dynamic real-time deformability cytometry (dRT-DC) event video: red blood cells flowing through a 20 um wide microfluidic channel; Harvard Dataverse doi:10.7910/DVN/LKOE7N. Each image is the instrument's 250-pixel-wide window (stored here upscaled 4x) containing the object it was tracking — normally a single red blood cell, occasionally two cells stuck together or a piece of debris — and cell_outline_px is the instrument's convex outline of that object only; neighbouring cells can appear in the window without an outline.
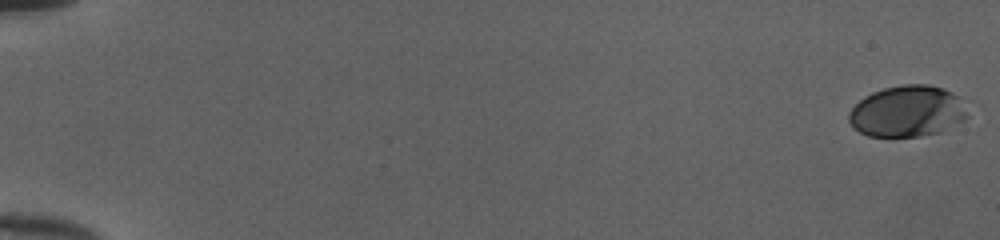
{"species": "human", "species_latin": "Homo sapiens", "temperature_condition": "cold", "stored_images_in_passage": 45, "camera_frame_rate_fps": 3000, "um_per_image_px": 0.085, "donor": {"sex": "female"}, "frame": {"image": 1, "passage_image": 1, "time_ms": 0.0, "image_size_px": [1000, 240], "cell_outline_px": [[968, 116], [964, 120], [940, 132], [920, 136], [868, 136], [852, 128], [848, 120], [848, 112], [864, 96], [872, 92], [884, 88], [904, 84], [928, 84], [944, 88], [952, 92], [956, 96]], "centroid_in_image_um": [77.07, 9.46], "position_along_channel_um": 7.9, "area_um2": 35.26}}
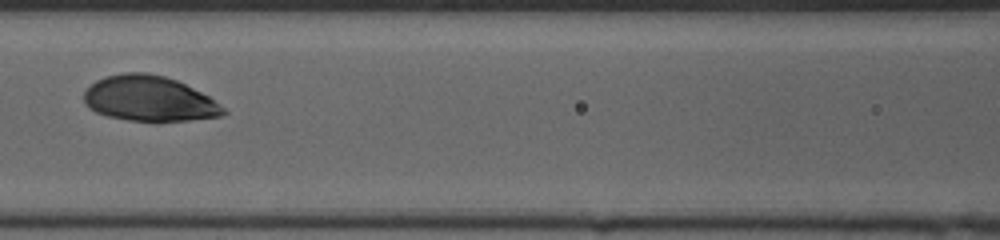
{"frame": {"image": 2, "passage_image": 26, "time_ms": 8.333, "image_size_px": [1000, 240], "cell_outline_px": [[228, 112], [220, 116], [188, 120], [128, 120], [108, 116], [96, 112], [88, 108], [84, 104], [84, 92], [96, 80], [104, 76], [124, 72], [144, 72], [164, 76], [176, 80], [208, 96], [220, 104]], "centroid_in_image_um": [12.65, 8.37], "position_along_channel_um": 154.0, "area_um2": 36.47}}
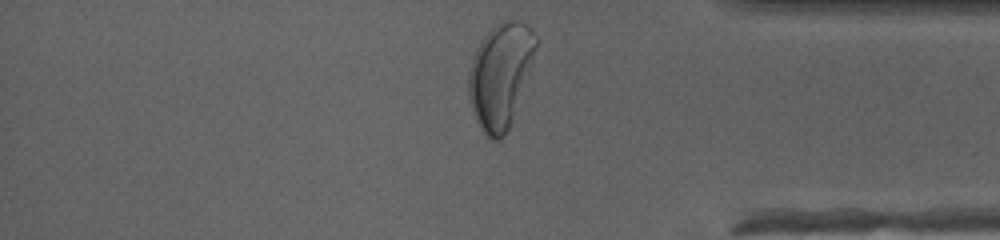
{"frame": {"image": 3, "passage_image": 45, "time_ms": 14.667, "image_size_px": [1000, 240], "cell_outline_px": [[536, 48], [512, 124], [504, 136], [496, 140], [492, 140], [484, 132], [476, 120], [468, 96], [468, 72], [476, 48], [480, 40], [496, 24], [504, 20], [520, 20], [528, 24], [536, 40]], "centroid_in_image_um": [42.52, 6.4], "position_along_channel_um": 392.7, "area_um2": 40.69}, "authors_computed_cell_mechanics": {"area_um2": 36.4718, "velocity_mm_per_s": 3.9681, "shape_relaxation_time_tau1_ms": 2.8546, "shape_relaxation_time_tau2_ms": null, "deformation_change_tau1": 0.2089, "deformation_change_tau2": null}}